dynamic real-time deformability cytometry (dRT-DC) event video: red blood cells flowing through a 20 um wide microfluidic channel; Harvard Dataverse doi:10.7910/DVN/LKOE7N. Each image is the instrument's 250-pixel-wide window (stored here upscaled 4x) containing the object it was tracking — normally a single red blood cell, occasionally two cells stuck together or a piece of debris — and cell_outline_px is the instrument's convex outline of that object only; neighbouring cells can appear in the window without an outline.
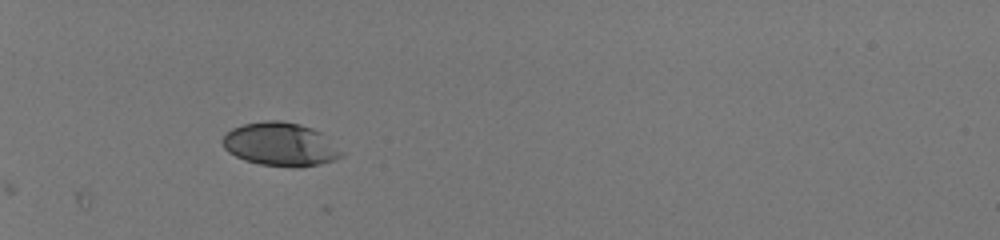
{"species": "human", "species_latin": "Homo sapiens", "temperature_condition": "room temperature", "stored_images_in_passage": 8, "camera_frame_rate_fps": 3000, "um_per_image_px": 0.085, "donor": {"sex": "male"}, "frame": {"image": 1, "passage_image": 1, "time_ms": 0.0, "image_size_px": [1000, 240], "cell_outline_px": [[344, 152], [340, 156], [332, 160], [320, 164], [300, 168], [296, 168], [260, 164], [244, 160], [228, 152], [224, 148], [224, 136], [232, 128], [244, 124], [264, 120], [280, 120], [300, 124], [312, 128], [320, 132]], "centroid_in_image_um": [23.84, 12.27], "position_along_channel_um": 61.2, "area_um2": 30.0}}
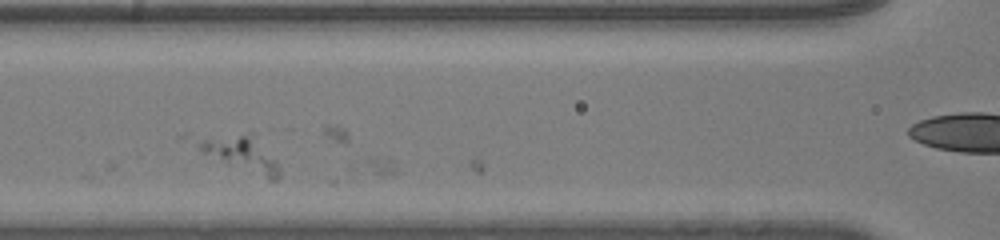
{"frame": {"image": 2, "passage_image": 5, "time_ms": 1.333, "image_size_px": [1000, 240], "cell_outline_px": [[280, 172], [276, 180], [268, 180], [200, 152], [180, 140], [176, 136], [188, 132], [256, 132], [276, 160], [280, 168]], "centroid_in_image_um": [20.06, 12.83], "position_along_channel_um": 146.5, "area_um2": 19.83}}